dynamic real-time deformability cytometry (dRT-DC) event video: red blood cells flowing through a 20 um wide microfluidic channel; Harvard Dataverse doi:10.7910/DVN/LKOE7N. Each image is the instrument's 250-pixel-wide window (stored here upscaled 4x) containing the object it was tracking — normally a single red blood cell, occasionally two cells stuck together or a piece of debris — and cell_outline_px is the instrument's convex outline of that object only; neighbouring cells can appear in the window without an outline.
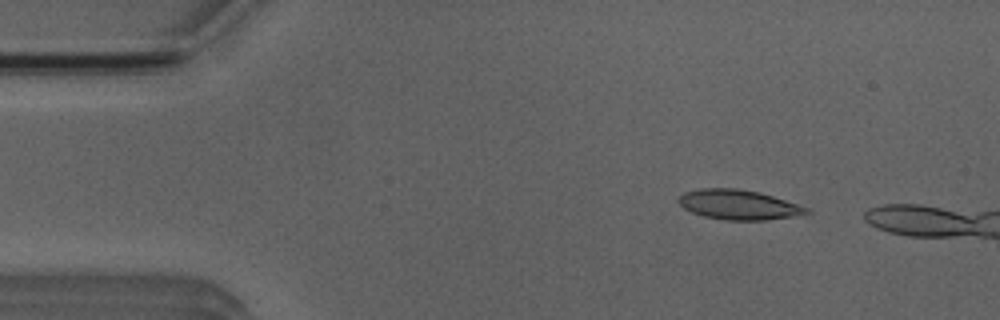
{"species": "Egyptian fruit bat (a non-hibernating species)", "species_latin": "Rousettus aegyptiacus", "temperature_condition": "room temperature", "stored_images_in_passage": 5, "camera_frame_rate_fps": 3000, "um_per_image_px": 0.085, "animal": {"sex": "male"}, "frame": {"image": 1, "passage_image": 2, "time_ms": 1.0, "image_size_px": [1000, 320], "cell_outline_px": [[812, 212], [792, 216], [764, 220], [724, 220], [704, 216], [692, 212], [684, 208], [676, 200], [684, 192], [700, 188], [736, 188], [760, 192], [808, 208]], "centroid_in_image_um": [62.73, 17.39], "position_along_channel_um": 22.3, "area_um2": 22.02}}